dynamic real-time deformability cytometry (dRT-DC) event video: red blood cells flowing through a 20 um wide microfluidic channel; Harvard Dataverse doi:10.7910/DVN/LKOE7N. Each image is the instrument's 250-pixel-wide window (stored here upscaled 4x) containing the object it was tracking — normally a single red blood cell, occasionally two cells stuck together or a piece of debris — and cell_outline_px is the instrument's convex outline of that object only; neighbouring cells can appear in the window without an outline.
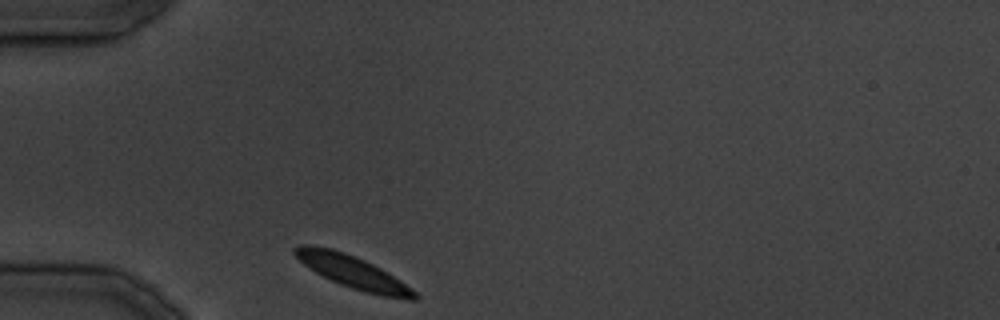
{"species": "common noctule bat (a hibernating species)", "species_latin": "Nyctalus noctula", "temperature_condition": "cold", "stored_images_in_passage": 22, "camera_frame_rate_fps": 3000, "um_per_image_px": 0.085, "animal": {"sex": "male", "body_mass_g": 19.5, "forearm_length_mm": 54.6}, "frame": {"image": 1, "passage_image": 1, "time_ms": 0.0, "image_size_px": [1000, 320], "cell_outline_px": [[420, 300], [408, 300], [380, 296], [364, 292], [340, 284], [316, 272], [304, 264], [292, 252], [292, 248], [300, 244], [312, 244], [332, 248], [344, 252], [364, 260], [388, 272], [412, 288], [420, 296]], "centroid_in_image_um": [30.03, 23.13], "position_along_channel_um": 55.0, "area_um2": 22.89}}
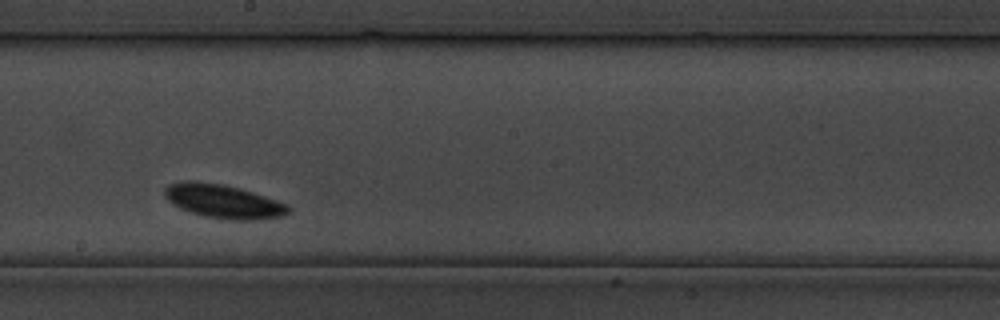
{"frame": {"image": 2, "passage_image": 12, "time_ms": 13.333, "image_size_px": [1000, 320], "cell_outline_px": [[292, 208], [284, 216], [260, 220], [228, 220], [204, 216], [180, 208], [172, 204], [164, 196], [164, 188], [168, 184], [180, 180], [196, 180], [224, 184], [240, 188], [288, 204]], "centroid_in_image_um": [18.97, 17.1], "position_along_channel_um": 229.2, "area_um2": 24.74}}
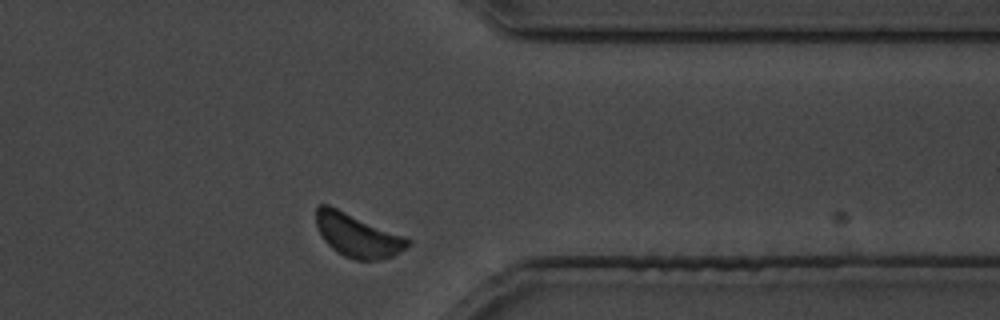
{"frame": {"image": 3, "passage_image": 21, "time_ms": 24.333, "image_size_px": [1000, 320], "cell_outline_px": [[412, 244], [392, 256], [380, 260], [356, 260], [344, 256], [336, 252], [324, 240], [316, 224], [316, 208], [320, 204], [328, 204], [408, 236], [412, 240]], "centroid_in_image_um": [30.44, 19.99], "position_along_channel_um": 381.0, "area_um2": 23.58}}